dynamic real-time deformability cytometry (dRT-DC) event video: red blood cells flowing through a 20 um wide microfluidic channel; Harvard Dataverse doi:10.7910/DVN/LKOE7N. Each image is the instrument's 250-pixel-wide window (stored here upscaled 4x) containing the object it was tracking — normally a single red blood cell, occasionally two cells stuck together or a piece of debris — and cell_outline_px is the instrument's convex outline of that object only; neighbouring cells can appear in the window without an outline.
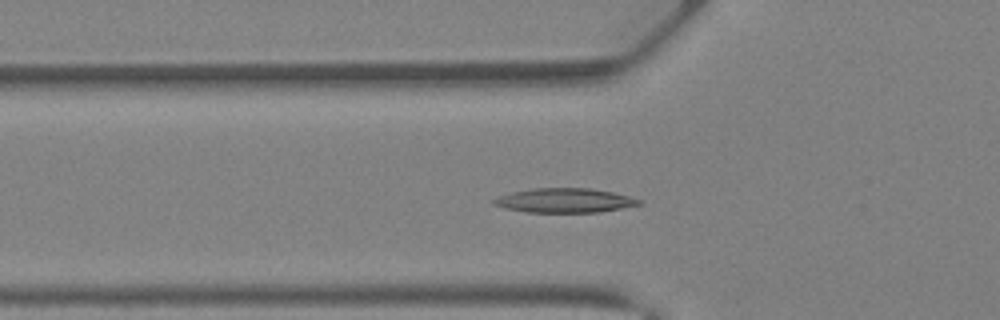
{"species": "Egyptian fruit bat (a non-hibernating species)", "species_latin": "Rousettus aegyptiacus", "temperature_condition": "warm", "stored_images_in_passage": 38, "camera_frame_rate_fps": 3000, "um_per_image_px": 0.085, "animal": {"sex": "female"}, "frame": {"image": 1, "passage_image": 11, "time_ms": 3.333, "image_size_px": [1000, 320], "cell_outline_px": [[644, 204], [600, 212], [528, 212], [508, 208], [492, 204], [492, 200], [500, 196], [512, 192], [532, 188], [592, 188], [612, 192], [628, 196], [640, 200]], "centroid_in_image_um": [48.03, 17.03], "position_along_channel_um": 77.8, "area_um2": 20.46}}
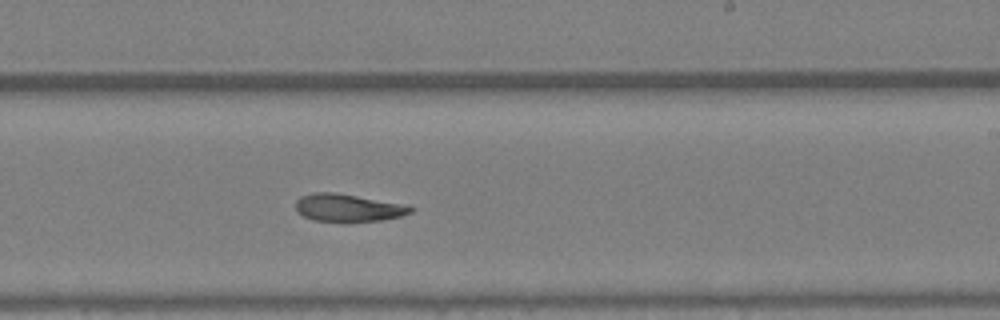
{"frame": {"image": 2, "passage_image": 22, "time_ms": 7.0, "image_size_px": [1000, 320], "cell_outline_px": [[412, 212], [400, 216], [380, 220], [344, 224], [312, 220], [296, 212], [296, 200], [300, 196], [312, 192], [336, 192], [412, 204]], "centroid_in_image_um": [29.6, 17.67], "position_along_channel_um": 259.4, "area_um2": 19.54}}
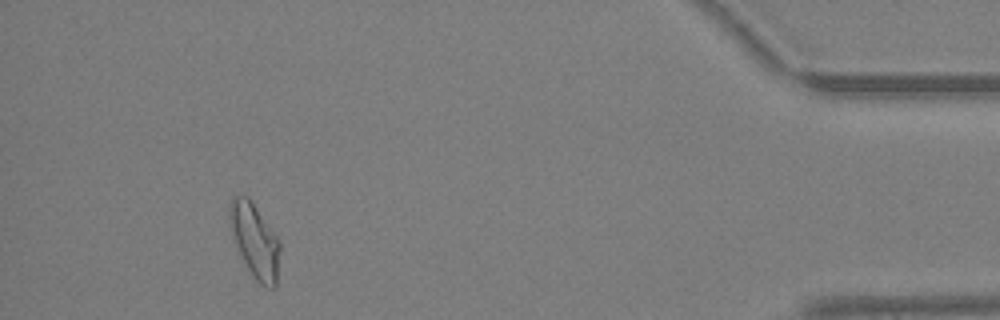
{"frame": {"image": 3, "passage_image": 35, "time_ms": 11.333, "image_size_px": [1000, 320], "cell_outline_px": [[280, 248], [276, 284], [272, 288], [260, 284], [252, 276], [232, 240], [228, 224], [228, 208], [232, 196], [248, 196], [280, 240]], "centroid_in_image_um": [21.62, 20.42], "position_along_channel_um": 413.6, "area_um2": 22.02}}